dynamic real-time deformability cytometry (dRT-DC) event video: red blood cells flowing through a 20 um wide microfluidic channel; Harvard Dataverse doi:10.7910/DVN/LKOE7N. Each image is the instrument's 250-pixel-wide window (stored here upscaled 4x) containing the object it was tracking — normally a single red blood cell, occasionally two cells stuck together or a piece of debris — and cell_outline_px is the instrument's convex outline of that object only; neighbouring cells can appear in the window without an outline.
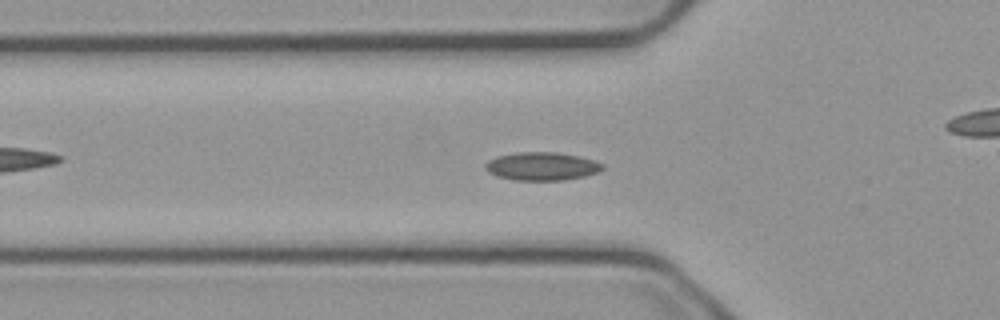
{"species": "common noctule bat (a hibernating species)", "species_latin": "Nyctalus noctula", "temperature_condition": "cold", "stored_images_in_passage": 47, "camera_frame_rate_fps": 3000, "um_per_image_px": 0.085, "animal": {"sex": "male", "body_mass_g": 23.1, "forearm_length_mm": 52.7}, "frame": {"image": 1, "passage_image": 10, "time_ms": 3.0, "image_size_px": [1000, 320], "cell_outline_px": [[604, 168], [596, 172], [584, 176], [564, 180], [512, 180], [496, 176], [488, 172], [484, 168], [484, 164], [488, 160], [496, 156], [520, 152], [556, 152], [580, 156], [596, 160], [604, 164]], "centroid_in_image_um": [46.04, 14.13], "position_along_channel_um": 79.8, "area_um2": 19.42}}
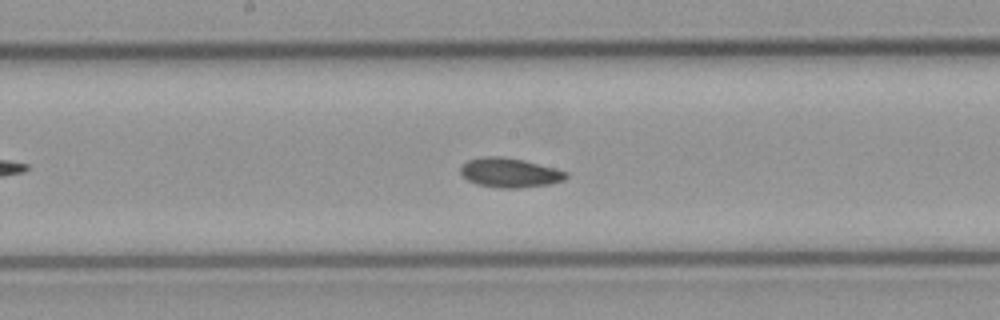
{"frame": {"image": 2, "passage_image": 20, "time_ms": 6.333, "image_size_px": [1000, 320], "cell_outline_px": [[568, 176], [564, 180], [552, 184], [520, 188], [496, 188], [476, 184], [468, 180], [460, 172], [460, 168], [468, 160], [484, 156], [500, 156], [524, 160], [556, 168], [568, 172]], "centroid_in_image_um": [43.36, 14.69], "position_along_channel_um": 204.8, "area_um2": 18.26}}
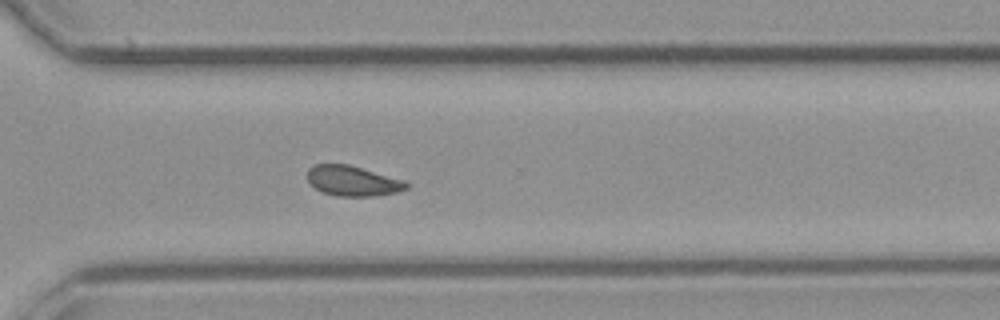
{"frame": {"image": 3, "passage_image": 31, "time_ms": 10.0, "image_size_px": [1000, 320], "cell_outline_px": [[408, 188], [396, 192], [376, 196], [336, 196], [320, 192], [308, 180], [308, 168], [316, 164], [348, 164], [404, 180], [408, 184]], "centroid_in_image_um": [29.97, 15.38], "position_along_channel_um": 340.6, "area_um2": 17.34}, "authors_computed_cell_mechanics": {"area_um2": 17.6868, "velocity_mm_per_s": 3.7121, "shape_relaxation_time_tau1_ms": null, "shape_relaxation_time_tau2_ms": 5.1176, "deformation_change_tau1": null, "deformation_change_tau2": 0.0985}}